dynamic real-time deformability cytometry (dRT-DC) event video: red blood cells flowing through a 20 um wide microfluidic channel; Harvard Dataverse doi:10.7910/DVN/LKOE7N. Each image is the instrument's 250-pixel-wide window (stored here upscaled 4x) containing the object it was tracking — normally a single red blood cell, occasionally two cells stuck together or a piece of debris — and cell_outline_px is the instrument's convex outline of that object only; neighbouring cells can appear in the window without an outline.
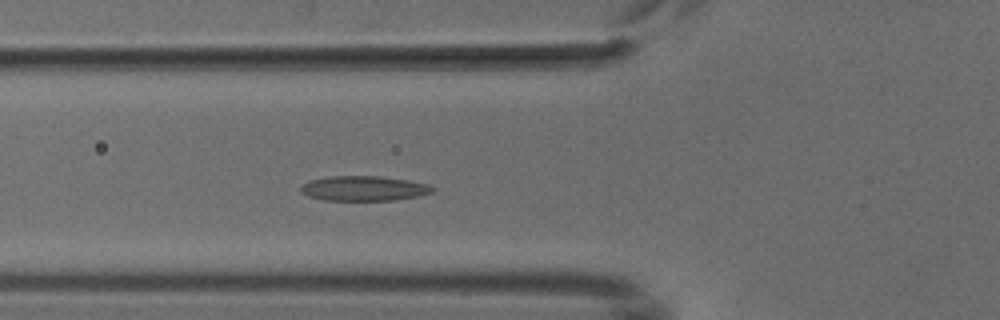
{"species": "common noctule bat (a hibernating species)", "species_latin": "Nyctalus noctula", "temperature_condition": "cold", "stored_images_in_passage": 5, "camera_frame_rate_fps": 3000, "um_per_image_px": 0.085, "animal": {"sex": "male", "body_mass_g": 18.8}, "frame": {"image": 1, "passage_image": 5, "time_ms": 4.667, "image_size_px": [1000, 320], "cell_outline_px": [[436, 188], [432, 192], [420, 196], [396, 200], [324, 200], [308, 196], [300, 192], [300, 188], [308, 180], [328, 176], [380, 176], [408, 180], [428, 184]], "centroid_in_image_um": [30.93, 16.01], "position_along_channel_um": 94.9, "area_um2": 19.25}}